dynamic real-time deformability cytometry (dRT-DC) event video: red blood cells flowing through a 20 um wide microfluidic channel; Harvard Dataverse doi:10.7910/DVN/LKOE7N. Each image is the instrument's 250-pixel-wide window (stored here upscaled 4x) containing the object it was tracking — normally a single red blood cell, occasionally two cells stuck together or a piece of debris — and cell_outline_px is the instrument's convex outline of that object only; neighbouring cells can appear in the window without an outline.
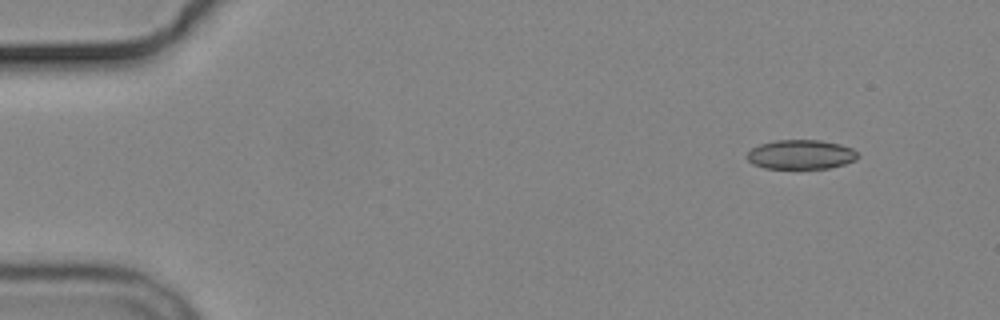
{"species": "common noctule bat (a hibernating species)", "species_latin": "Nyctalus noctula", "temperature_condition": "cold", "stored_images_in_passage": 4, "camera_frame_rate_fps": 3000, "um_per_image_px": 0.085, "animal": {"sex": "male", "body_mass_g": 19.2, "forearm_length_mm": 51.8}, "frame": {"image": 1, "passage_image": 1, "time_ms": 0.0, "image_size_px": [1000, 320], "cell_outline_px": [[860, 156], [856, 160], [844, 164], [828, 168], [764, 168], [752, 164], [748, 160], [748, 152], [752, 148], [760, 144], [776, 140], [820, 140], [840, 144], [852, 148]], "centroid_in_image_um": [68.09, 13.13], "position_along_channel_um": 16.9, "area_um2": 18.9}}
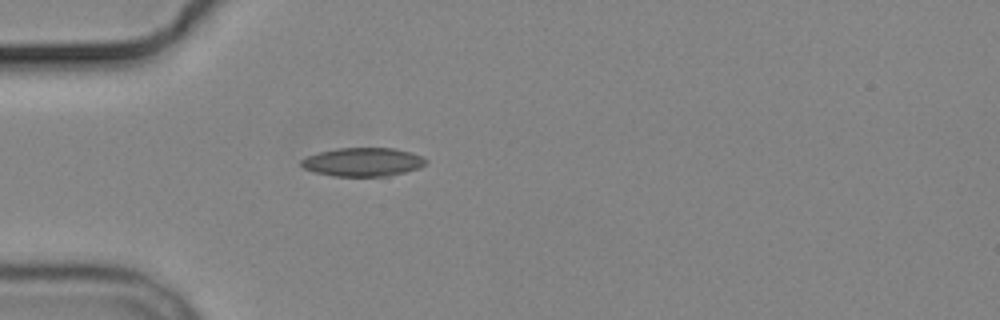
{"frame": {"image": 2, "passage_image": 4, "time_ms": 3.667, "image_size_px": [1000, 320], "cell_outline_px": [[428, 160], [420, 168], [388, 176], [332, 176], [316, 172], [304, 168], [300, 164], [300, 160], [308, 156], [320, 152], [336, 148], [396, 148], [412, 152]], "centroid_in_image_um": [30.86, 13.76], "position_along_channel_um": 54.1, "area_um2": 20.75}}